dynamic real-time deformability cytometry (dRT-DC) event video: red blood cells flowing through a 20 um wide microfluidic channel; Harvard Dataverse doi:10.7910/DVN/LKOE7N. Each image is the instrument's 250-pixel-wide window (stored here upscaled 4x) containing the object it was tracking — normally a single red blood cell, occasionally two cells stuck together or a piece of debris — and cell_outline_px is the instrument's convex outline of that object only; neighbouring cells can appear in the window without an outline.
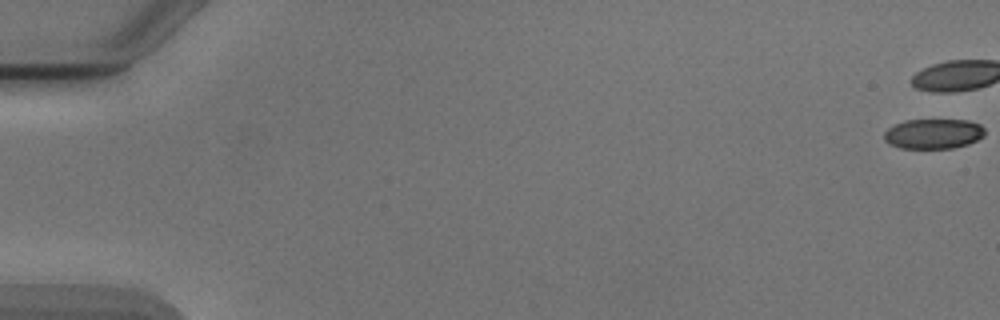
{"species": "Egyptian fruit bat (a non-hibernating species)", "species_latin": "Rousettus aegyptiacus", "temperature_condition": "cold", "stored_images_in_passage": 8, "camera_frame_rate_fps": 3000, "um_per_image_px": 0.085, "animal": {"sex": "male"}, "frame": {"image": 1, "passage_image": 1, "time_ms": 0.0, "image_size_px": [1000, 320], "cell_outline_px": [[984, 136], [968, 144], [952, 148], [900, 148], [888, 144], [884, 140], [884, 132], [888, 128], [904, 120], [968, 120], [980, 124], [984, 128]], "centroid_in_image_um": [79.32, 11.37], "position_along_channel_um": 5.7, "area_um2": 17.63}}